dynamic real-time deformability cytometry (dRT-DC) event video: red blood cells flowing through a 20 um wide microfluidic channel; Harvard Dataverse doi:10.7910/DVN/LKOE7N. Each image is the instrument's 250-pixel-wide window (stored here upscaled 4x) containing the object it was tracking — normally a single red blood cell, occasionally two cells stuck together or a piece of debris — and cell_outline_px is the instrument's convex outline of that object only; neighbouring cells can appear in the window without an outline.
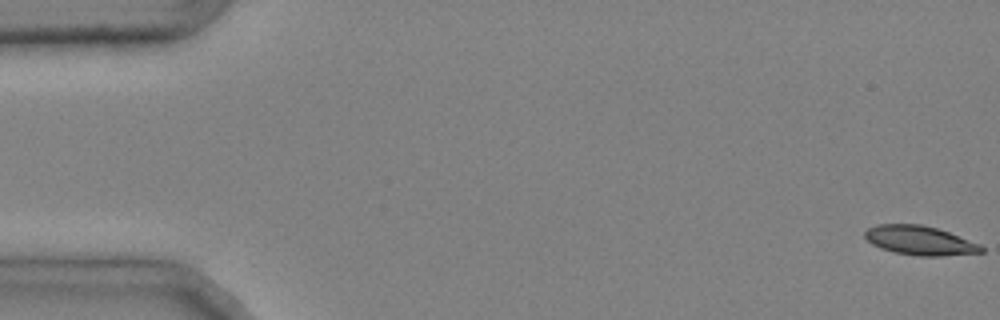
{"species": "common noctule bat (a hibernating species)", "species_latin": "Nyctalus noctula", "temperature_condition": "cold", "stored_images_in_passage": 48, "camera_frame_rate_fps": 3000, "um_per_image_px": 0.085, "animal": {"sex": "male", "body_mass_g": 20.4}, "frame": {"image": 1, "passage_image": 1, "time_ms": 0.0, "image_size_px": [1000, 320], "cell_outline_px": [[984, 252], [940, 256], [920, 256], [896, 252], [880, 248], [872, 244], [864, 236], [864, 232], [868, 228], [876, 224], [920, 224], [936, 228], [948, 232], [980, 244], [984, 248]], "centroid_in_image_um": [78.17, 20.43], "position_along_channel_um": 6.8, "area_um2": 19.65}}
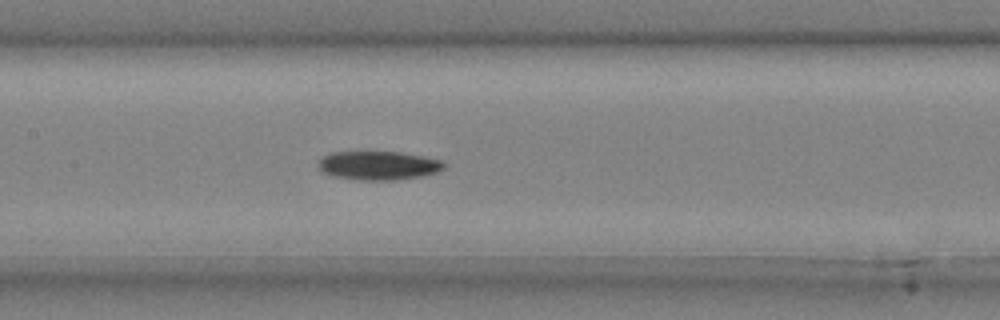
{"frame": {"image": 2, "passage_image": 24, "time_ms": 7.667, "image_size_px": [1000, 320], "cell_outline_px": [[444, 168], [436, 172], [420, 176], [396, 180], [360, 180], [332, 176], [324, 172], [316, 164], [320, 156], [332, 152], [400, 152], [424, 156], [444, 160]], "centroid_in_image_um": [32.14, 14.06], "position_along_channel_um": 175.3, "area_um2": 21.21}}
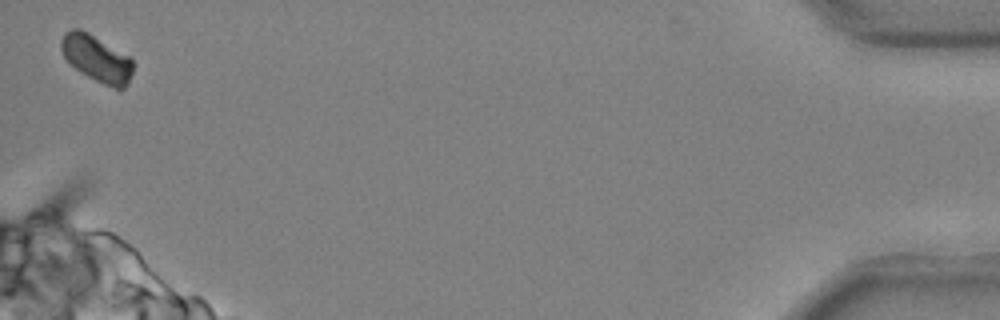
{"frame": {"image": 3, "passage_image": 48, "time_ms": 15.667, "image_size_px": [1000, 320], "cell_outline_px": [[132, 72], [128, 84], [120, 92], [80, 72], [64, 56], [60, 48], [60, 40], [64, 32], [72, 28], [80, 28], [88, 32], [128, 56], [132, 60]], "centroid_in_image_um": [8.21, 4.98], "position_along_channel_um": 427.0, "area_um2": 19.42}, "authors_computed_cell_mechanics": {"area_um2": 20.9236, "velocity_mm_per_s": 4.0069, "shape_relaxation_time_tau1_ms": 7.6049, "shape_relaxation_time_tau2_ms": null, "deformation_change_tau1": 0.1679, "deformation_change_tau2": null}}